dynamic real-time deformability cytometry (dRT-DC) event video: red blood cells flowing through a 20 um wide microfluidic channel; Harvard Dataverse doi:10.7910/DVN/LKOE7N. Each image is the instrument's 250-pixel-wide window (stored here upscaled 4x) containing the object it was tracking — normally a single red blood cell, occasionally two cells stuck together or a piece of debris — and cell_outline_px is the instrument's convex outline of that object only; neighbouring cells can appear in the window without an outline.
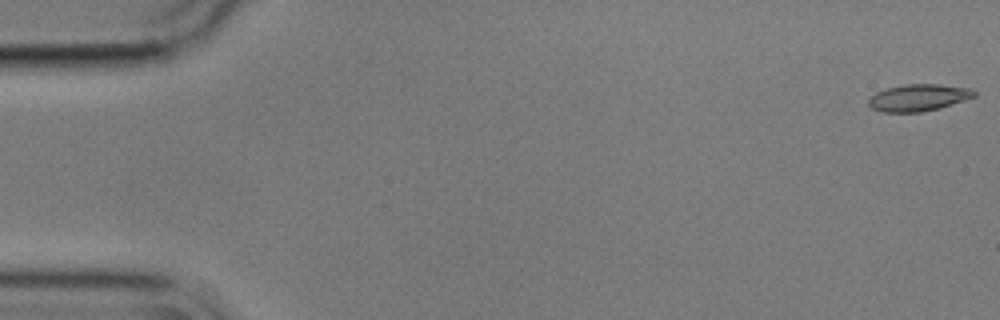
{"species": "common noctule bat (a hibernating species)", "species_latin": "Nyctalus noctula", "temperature_condition": "cold", "stored_images_in_passage": 56, "camera_frame_rate_fps": 3000, "um_per_image_px": 0.085, "animal": {"sex": "male", "body_mass_g": 17.9}, "frame": {"image": 1, "passage_image": 1, "time_ms": 0.0, "image_size_px": [1000, 320], "cell_outline_px": [[976, 96], [940, 108], [920, 112], [880, 112], [872, 108], [868, 104], [868, 100], [876, 92], [884, 88], [904, 84], [940, 84], [972, 88], [976, 92]], "centroid_in_image_um": [78.06, 8.29], "position_along_channel_um": 6.9, "area_um2": 16.7}}
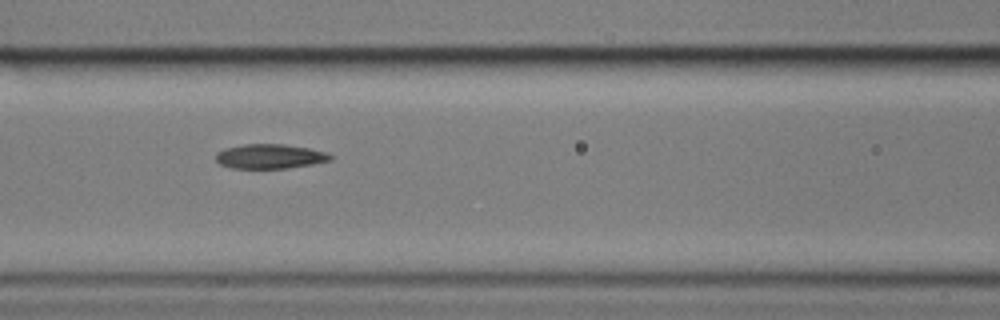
{"frame": {"image": 2, "passage_image": 24, "time_ms": 7.667, "image_size_px": [1000, 320], "cell_outline_px": [[332, 160], [312, 164], [288, 168], [232, 168], [220, 164], [216, 160], [216, 152], [224, 148], [244, 144], [284, 144], [308, 148], [328, 152], [332, 156]], "centroid_in_image_um": [22.94, 13.28], "position_along_channel_um": 143.7, "area_um2": 16.42}}
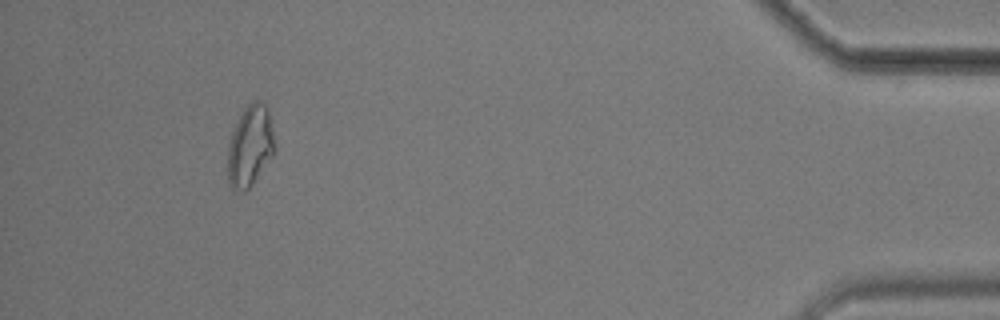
{"frame": {"image": 3, "passage_image": 52, "time_ms": 17.0, "image_size_px": [1000, 320], "cell_outline_px": [[276, 152], [252, 184], [244, 192], [240, 192], [232, 188], [228, 184], [228, 144], [232, 132], [244, 108], [252, 100], [260, 100], [268, 108], [276, 144]], "centroid_in_image_um": [21.28, 12.41], "position_along_channel_um": 413.9, "area_um2": 22.43}, "authors_computed_cell_mechanics": {"area_um2": 16.9354, "velocity_mm_per_s": 3.5826, "shape_relaxation_time_tau1_ms": 5.1366, "shape_relaxation_time_tau2_ms": 6.3629, "deformation_change_tau1": 0.136, "deformation_change_tau2": 0.1158}}